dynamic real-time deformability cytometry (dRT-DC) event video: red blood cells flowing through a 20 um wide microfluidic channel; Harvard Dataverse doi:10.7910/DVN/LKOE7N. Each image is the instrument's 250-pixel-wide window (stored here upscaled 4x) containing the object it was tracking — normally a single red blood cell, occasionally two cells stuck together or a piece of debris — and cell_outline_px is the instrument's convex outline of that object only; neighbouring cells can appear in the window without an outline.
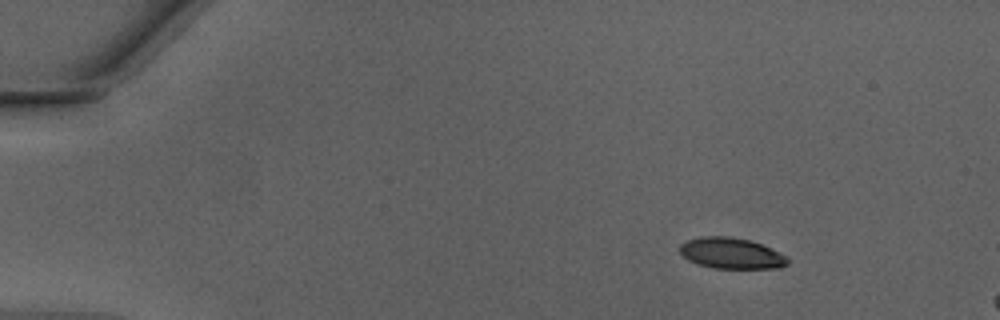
{"species": "Egyptian fruit bat (a non-hibernating species)", "species_latin": "Rousettus aegyptiacus", "temperature_condition": "warm", "stored_images_in_passage": 19, "camera_frame_rate_fps": 3000, "um_per_image_px": 0.085, "animal": {"sex": "male"}, "frame": {"image": 1, "passage_image": 7, "time_ms": 2.0, "image_size_px": [1000, 320], "cell_outline_px": [[788, 264], [780, 268], [716, 268], [700, 264], [688, 260], [680, 252], [680, 244], [688, 240], [704, 236], [728, 236], [748, 240], [760, 244], [780, 252], [788, 256]], "centroid_in_image_um": [62.19, 21.53], "position_along_channel_um": 22.8, "area_um2": 19.25}}
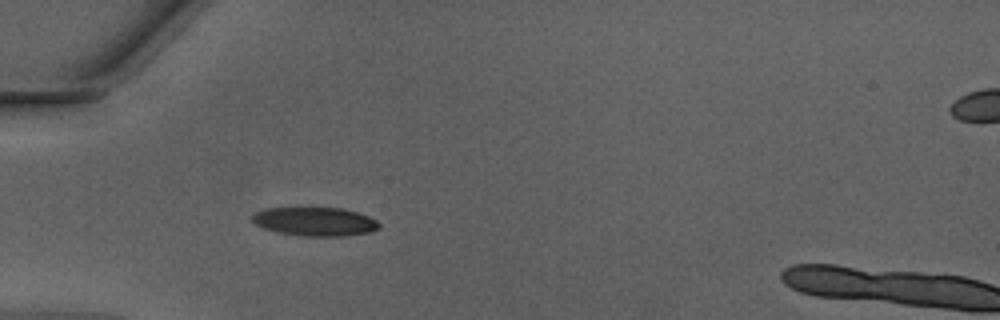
{"frame": {"image": 2, "passage_image": 16, "time_ms": 5.0, "image_size_px": [1000, 320], "cell_outline_px": [[380, 228], [372, 232], [344, 236], [300, 236], [280, 232], [264, 228], [256, 224], [252, 220], [252, 216], [256, 212], [264, 208], [340, 208], [356, 212], [368, 216], [376, 220], [380, 224]], "centroid_in_image_um": [26.8, 18.84], "position_along_channel_um": 58.2, "area_um2": 21.15}}